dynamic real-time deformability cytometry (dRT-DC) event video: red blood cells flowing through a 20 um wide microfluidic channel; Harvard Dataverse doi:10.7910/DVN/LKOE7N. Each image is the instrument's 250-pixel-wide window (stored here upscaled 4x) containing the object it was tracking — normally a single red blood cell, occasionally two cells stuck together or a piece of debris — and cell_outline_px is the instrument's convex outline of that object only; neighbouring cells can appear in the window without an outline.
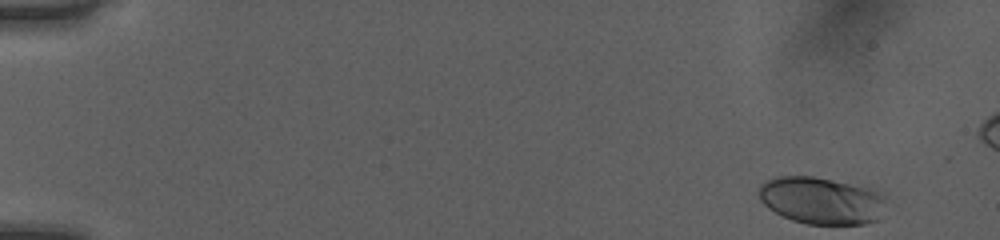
{"species": "human", "species_latin": "Homo sapiens", "temperature_condition": "room temperature", "stored_images_in_passage": 48, "camera_frame_rate_fps": 3000, "um_per_image_px": 0.085, "donor": {"sex": "female"}, "frame": {"image": 1, "passage_image": 1, "time_ms": 0.0, "image_size_px": [1000, 240], "cell_outline_px": [[884, 200], [880, 220], [864, 224], [808, 224], [792, 220], [768, 208], [760, 200], [760, 184], [776, 176], [812, 176], [832, 180], [868, 188], [884, 192]], "centroid_in_image_um": [69.84, 17.05], "position_along_channel_um": 15.2, "area_um2": 34.8}}
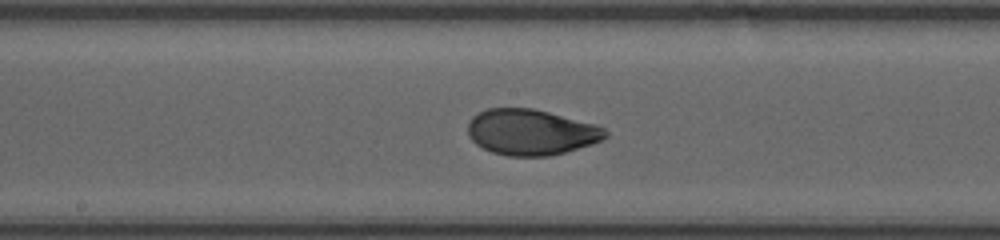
{"frame": {"image": 2, "passage_image": 26, "time_ms": 8.333, "image_size_px": [1000, 240], "cell_outline_px": [[608, 136], [592, 144], [564, 152], [548, 156], [508, 156], [492, 152], [476, 144], [468, 136], [468, 124], [472, 116], [488, 108], [532, 108], [548, 112], [592, 124], [604, 128], [608, 132]], "centroid_in_image_um": [45.1, 11.24], "position_along_channel_um": 203.1, "area_um2": 36.36}}
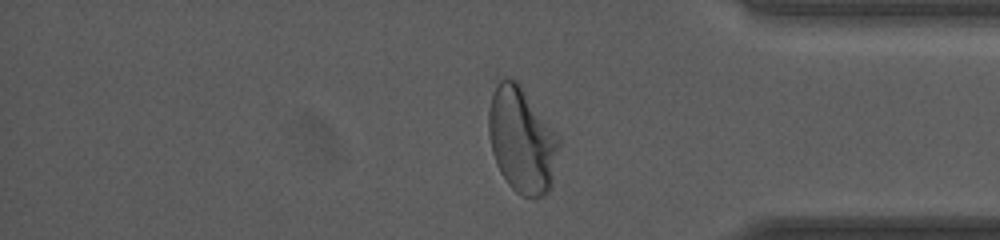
{"frame": {"image": 3, "passage_image": 41, "time_ms": 13.333, "image_size_px": [1000, 240], "cell_outline_px": [[560, 144], [552, 184], [548, 192], [544, 196], [532, 200], [520, 196], [508, 184], [500, 172], [496, 164], [492, 152], [488, 132], [488, 112], [492, 96], [500, 80], [504, 76], [516, 80], [520, 84], [560, 136]], "centroid_in_image_um": [44.37, 11.95], "position_along_channel_um": 390.8, "area_um2": 43.87}}